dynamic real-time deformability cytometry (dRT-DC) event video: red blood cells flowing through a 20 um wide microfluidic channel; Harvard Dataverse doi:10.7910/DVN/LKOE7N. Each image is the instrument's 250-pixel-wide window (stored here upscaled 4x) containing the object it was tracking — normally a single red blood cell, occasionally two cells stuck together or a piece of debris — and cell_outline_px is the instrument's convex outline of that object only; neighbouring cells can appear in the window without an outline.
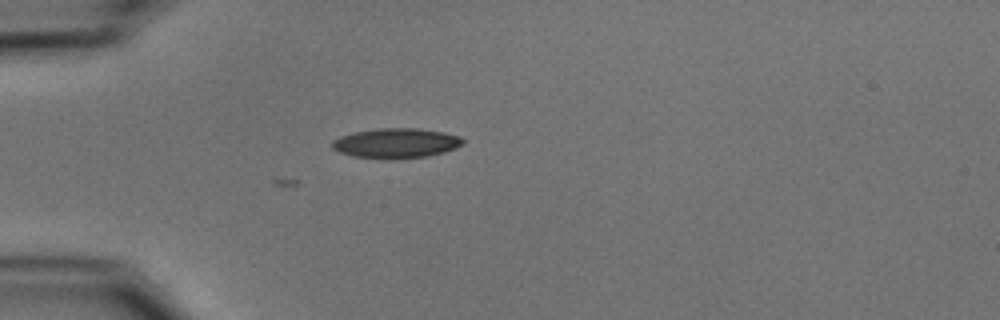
{"species": "common noctule bat (a hibernating species)", "species_latin": "Nyctalus noctula", "temperature_condition": "cold", "stored_images_in_passage": 7, "camera_frame_rate_fps": 3000, "um_per_image_px": 0.085, "animal": {"sex": "male", "body_mass_g": 15.6}, "frame": {"image": 1, "passage_image": 7, "time_ms": 2.0, "image_size_px": [1000, 320], "cell_outline_px": [[464, 144], [456, 148], [444, 152], [428, 156], [392, 160], [384, 160], [352, 156], [340, 152], [332, 148], [332, 140], [340, 136], [352, 132], [380, 128], [416, 128], [444, 132], [460, 136], [464, 140]], "centroid_in_image_um": [33.66, 12.18], "position_along_channel_um": 51.3, "area_um2": 23.18}}